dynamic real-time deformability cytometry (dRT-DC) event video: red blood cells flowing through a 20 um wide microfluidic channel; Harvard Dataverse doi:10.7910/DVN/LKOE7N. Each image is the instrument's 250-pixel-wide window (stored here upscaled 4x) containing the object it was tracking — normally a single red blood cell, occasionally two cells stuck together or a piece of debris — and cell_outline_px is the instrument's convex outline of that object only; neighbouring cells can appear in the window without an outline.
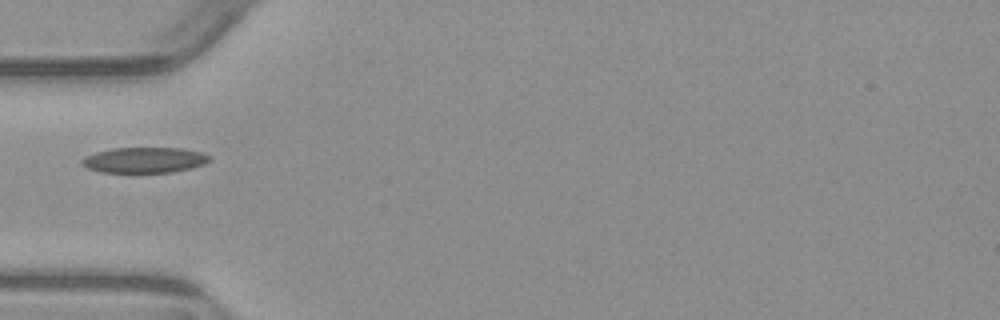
{"species": "common noctule bat (a hibernating species)", "species_latin": "Nyctalus noctula", "temperature_condition": "warm", "stored_images_in_passage": 6, "camera_frame_rate_fps": 3000, "um_per_image_px": 0.085, "animal": {"sex": "male", "body_mass_g": 23.1, "forearm_length_mm": 52.7}, "frame": {"image": 1, "passage_image": 5, "time_ms": 5.667, "image_size_px": [1000, 320], "cell_outline_px": [[212, 160], [204, 164], [172, 172], [104, 172], [88, 168], [80, 164], [80, 160], [96, 152], [112, 148], [184, 148], [204, 152], [212, 156]], "centroid_in_image_um": [12.33, 13.59], "position_along_channel_um": 72.7, "area_um2": 19.02}}
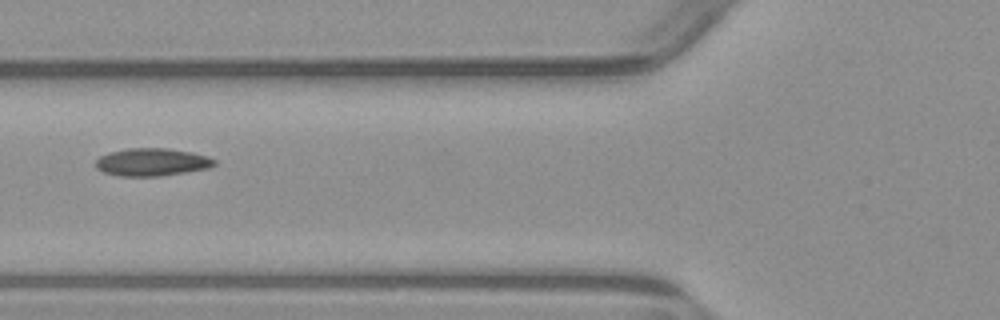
{"frame": {"image": 2, "passage_image": 6, "time_ms": 6.667, "image_size_px": [1000, 320], "cell_outline_px": [[216, 164], [208, 168], [160, 176], [120, 176], [104, 172], [96, 168], [96, 160], [100, 156], [108, 152], [128, 148], [168, 148], [192, 152], [208, 156], [216, 160]], "centroid_in_image_um": [12.91, 13.77], "position_along_channel_um": 112.9, "area_um2": 19.19}}